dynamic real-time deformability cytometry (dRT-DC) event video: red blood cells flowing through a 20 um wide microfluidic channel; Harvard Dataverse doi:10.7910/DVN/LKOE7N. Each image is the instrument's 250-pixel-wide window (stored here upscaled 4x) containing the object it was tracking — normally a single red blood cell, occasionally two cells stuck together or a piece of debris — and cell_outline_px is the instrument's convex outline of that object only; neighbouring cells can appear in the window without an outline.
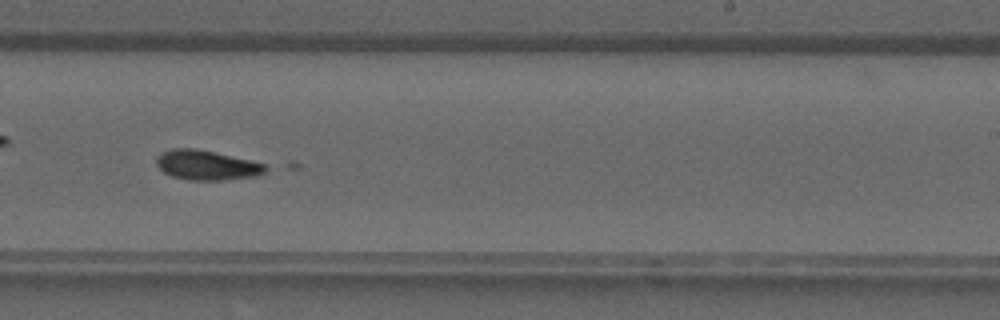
{"species": "common noctule bat (a hibernating species)", "species_latin": "Nyctalus noctula", "temperature_condition": "warm", "stored_images_in_passage": 27, "camera_frame_rate_fps": 3000, "um_per_image_px": 0.085, "animal": {"sex": "male", "forearm_length_mm": 52.5}, "frame": {"image": 1, "passage_image": 25, "time_ms": 8.0, "image_size_px": [1000, 320], "cell_outline_px": [[268, 168], [264, 172], [256, 176], [220, 180], [188, 180], [172, 176], [164, 172], [156, 164], [156, 156], [168, 148], [196, 148], [248, 160], [264, 164]], "centroid_in_image_um": [17.51, 14.03], "position_along_channel_um": 271.5, "area_um2": 18.73}}